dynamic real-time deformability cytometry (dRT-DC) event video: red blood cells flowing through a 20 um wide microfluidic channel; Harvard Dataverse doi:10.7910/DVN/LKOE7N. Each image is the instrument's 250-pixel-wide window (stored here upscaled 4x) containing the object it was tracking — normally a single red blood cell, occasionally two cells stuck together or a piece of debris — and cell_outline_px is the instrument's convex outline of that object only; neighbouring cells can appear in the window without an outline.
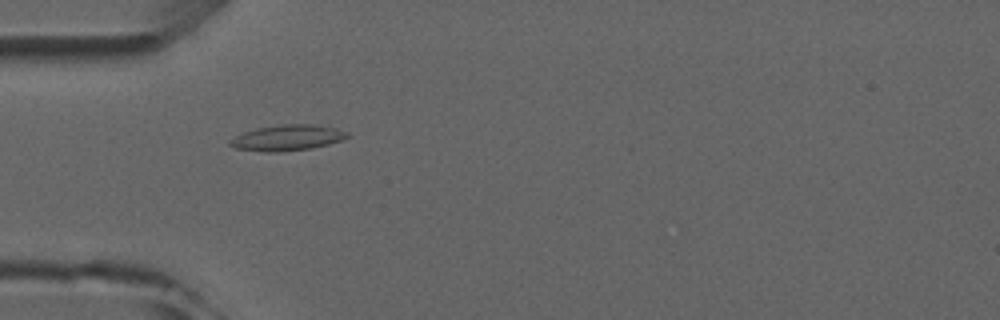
{"species": "common noctule bat (a hibernating species)", "species_latin": "Nyctalus noctula", "temperature_condition": "room temperature", "stored_images_in_passage": 7, "camera_frame_rate_fps": 3000, "um_per_image_px": 0.085, "animal": {"sex": "male", "forearm_length_mm": 52.5}, "frame": {"image": 1, "passage_image": 5, "time_ms": 4.333, "image_size_px": [1000, 320], "cell_outline_px": [[348, 136], [340, 140], [328, 144], [312, 148], [280, 152], [264, 152], [236, 148], [228, 144], [228, 140], [244, 132], [256, 128], [280, 124], [312, 124], [336, 128], [348, 132]], "centroid_in_image_um": [24.39, 11.71], "position_along_channel_um": 60.6, "area_um2": 17.57}}
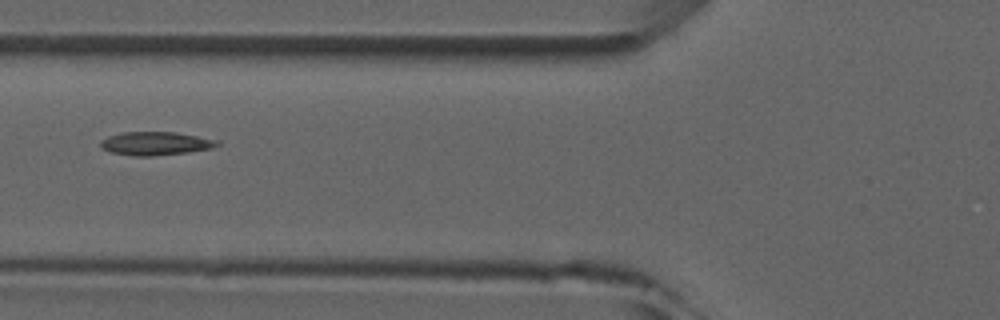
{"frame": {"image": 2, "passage_image": 6, "time_ms": 5.667, "image_size_px": [1000, 320], "cell_outline_px": [[220, 144], [212, 148], [188, 152], [152, 156], [132, 156], [108, 152], [100, 148], [100, 140], [108, 136], [120, 132], [176, 132], [220, 140]], "centroid_in_image_um": [13.19, 12.19], "position_along_channel_um": 112.6, "area_um2": 16.18}}
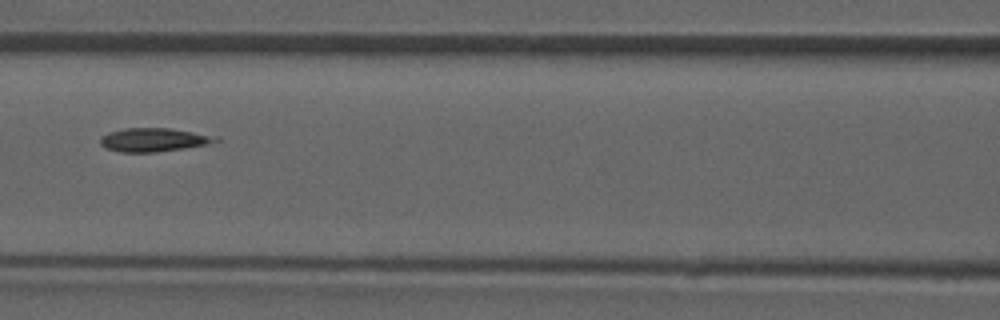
{"frame": {"image": 3, "passage_image": 7, "time_ms": 6.667, "image_size_px": [1000, 320], "cell_outline_px": [[220, 140], [208, 144], [184, 148], [156, 152], [120, 152], [104, 148], [100, 144], [100, 136], [108, 132], [124, 128], [172, 128], [220, 136]], "centroid_in_image_um": [13.07, 11.87], "position_along_channel_um": 153.5, "area_um2": 16.13}}